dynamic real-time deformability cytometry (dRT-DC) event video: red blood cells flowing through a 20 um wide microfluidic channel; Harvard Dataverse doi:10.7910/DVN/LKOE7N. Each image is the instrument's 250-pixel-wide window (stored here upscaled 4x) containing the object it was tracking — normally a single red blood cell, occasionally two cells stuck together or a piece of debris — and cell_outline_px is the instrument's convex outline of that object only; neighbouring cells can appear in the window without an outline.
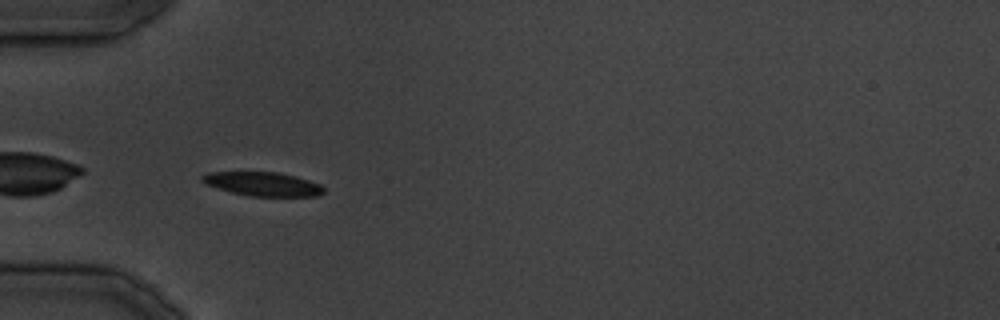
{"species": "common noctule bat (a hibernating species)", "species_latin": "Nyctalus noctula", "temperature_condition": "cold", "stored_images_in_passage": 3, "camera_frame_rate_fps": 3000, "um_per_image_px": 0.085, "animal": {"sex": "male", "body_mass_g": 19.5, "forearm_length_mm": 54.6}, "frame": {"image": 1, "passage_image": 1, "time_ms": 0.0, "image_size_px": [1000, 320], "cell_outline_px": [[324, 192], [320, 196], [252, 196], [232, 192], [216, 188], [204, 184], [200, 180], [200, 176], [208, 172], [276, 172], [296, 176], [320, 184], [324, 188]], "centroid_in_image_um": [22.31, 15.64], "position_along_channel_um": 62.7, "area_um2": 16.99}}